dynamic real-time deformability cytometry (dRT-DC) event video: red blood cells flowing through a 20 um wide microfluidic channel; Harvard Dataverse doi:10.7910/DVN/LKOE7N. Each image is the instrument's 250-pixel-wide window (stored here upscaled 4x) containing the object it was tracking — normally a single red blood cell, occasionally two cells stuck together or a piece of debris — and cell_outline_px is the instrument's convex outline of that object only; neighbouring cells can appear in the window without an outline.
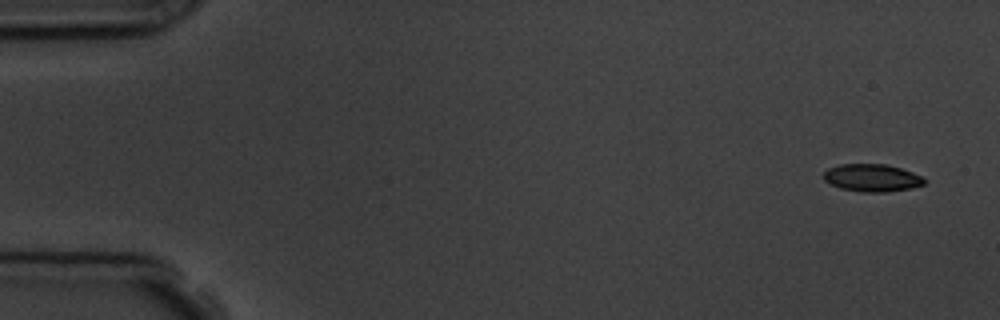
{"species": "common noctule bat (a hibernating species)", "species_latin": "Nyctalus noctula", "temperature_condition": "room temperature", "stored_images_in_passage": 6, "segment_of_instrument_passage": [1, 2], "camera_frame_rate_fps": 3000, "um_per_image_px": 0.085, "animal": {"sex": "male", "body_mass_g": 19.5, "forearm_length_mm": 54.6}, "frame": {"image": 1, "passage_image": 1, "time_ms": 0.0, "image_size_px": [1000, 320], "cell_outline_px": [[928, 180], [924, 184], [912, 188], [888, 192], [860, 192], [840, 188], [824, 180], [820, 176], [828, 168], [840, 164], [888, 164], [924, 176]], "centroid_in_image_um": [74.14, 15.11], "position_along_channel_um": 10.9, "area_um2": 16.47}}